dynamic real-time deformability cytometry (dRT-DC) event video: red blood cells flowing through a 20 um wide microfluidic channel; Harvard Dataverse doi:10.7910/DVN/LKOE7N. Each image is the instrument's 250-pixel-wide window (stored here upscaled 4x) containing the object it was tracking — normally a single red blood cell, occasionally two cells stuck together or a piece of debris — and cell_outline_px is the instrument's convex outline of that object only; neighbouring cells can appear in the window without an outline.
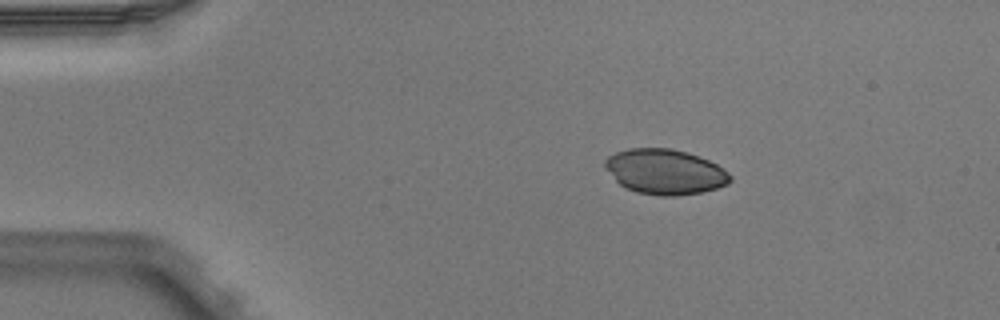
{"species": "Egyptian fruit bat (a non-hibernating species)", "species_latin": "Rousettus aegyptiacus", "temperature_condition": "warm", "stored_images_in_passage": 2, "camera_frame_rate_fps": 3000, "um_per_image_px": 0.085, "animal": {"sex": "male"}, "frame": {"image": 1, "passage_image": 1, "time_ms": 0.0, "image_size_px": [1000, 320], "cell_outline_px": [[732, 180], [728, 184], [716, 188], [700, 192], [676, 196], [660, 196], [636, 192], [624, 188], [604, 168], [604, 160], [608, 156], [616, 152], [628, 148], [672, 148], [688, 152], [700, 156], [716, 164], [728, 172], [732, 176]], "centroid_in_image_um": [56.51, 14.59], "position_along_channel_um": 28.5, "area_um2": 33.18}}